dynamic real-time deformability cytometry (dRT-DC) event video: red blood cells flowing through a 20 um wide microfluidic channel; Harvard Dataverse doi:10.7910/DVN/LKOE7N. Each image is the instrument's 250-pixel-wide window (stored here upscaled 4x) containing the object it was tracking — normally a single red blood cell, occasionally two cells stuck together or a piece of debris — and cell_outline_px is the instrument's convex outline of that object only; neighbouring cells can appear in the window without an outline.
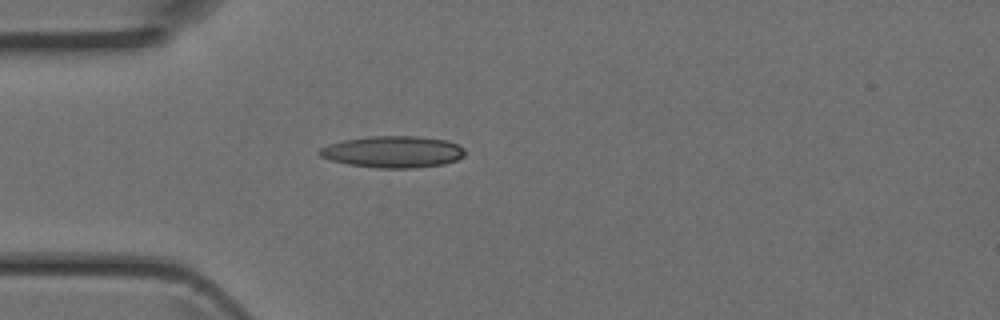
{"species": "Egyptian fruit bat (a non-hibernating species)", "species_latin": "Rousettus aegyptiacus", "temperature_condition": "room temperature", "stored_images_in_passage": 2, "camera_frame_rate_fps": 3000, "um_per_image_px": 0.085, "animal": {"sex": "female"}, "frame": {"image": 1, "passage_image": 2, "time_ms": 0.333, "image_size_px": [1000, 320], "cell_outline_px": [[464, 156], [456, 160], [444, 164], [412, 168], [376, 168], [348, 164], [332, 160], [320, 156], [316, 152], [320, 148], [328, 144], [344, 140], [368, 136], [416, 136], [448, 140], [464, 148]], "centroid_in_image_um": [33.39, 12.9], "position_along_channel_um": 51.6, "area_um2": 26.88}}